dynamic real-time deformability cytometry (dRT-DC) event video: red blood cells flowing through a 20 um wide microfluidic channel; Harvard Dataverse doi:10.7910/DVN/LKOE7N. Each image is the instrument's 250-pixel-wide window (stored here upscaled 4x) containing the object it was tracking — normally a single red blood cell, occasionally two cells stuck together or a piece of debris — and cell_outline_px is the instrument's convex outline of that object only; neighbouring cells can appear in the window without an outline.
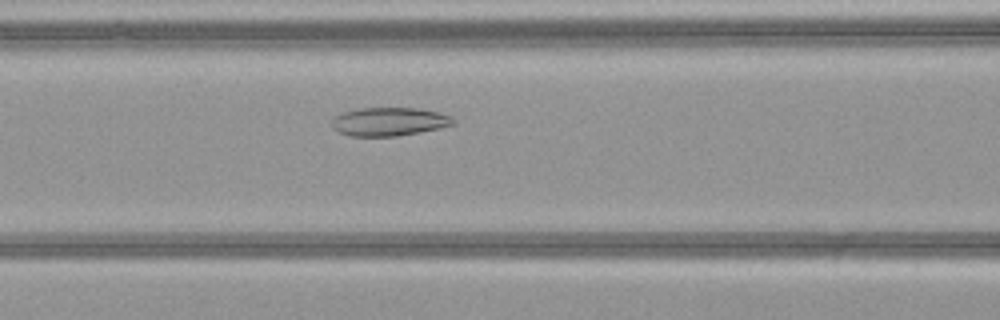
{"species": "common noctule bat (a hibernating species)", "species_latin": "Nyctalus noctula", "temperature_condition": "warm", "stored_images_in_passage": 45, "camera_frame_rate_fps": 3000, "um_per_image_px": 0.085, "animal": {"sex": "female", "body_mass_g": 21.9}, "frame": {"image": 1, "passage_image": 16, "time_ms": 5.0, "image_size_px": [1000, 320], "cell_outline_px": [[456, 124], [440, 128], [396, 136], [348, 136], [332, 128], [332, 120], [340, 112], [360, 108], [420, 108], [440, 112], [452, 116], [456, 120]], "centroid_in_image_um": [33.11, 10.33], "position_along_channel_um": 133.5, "area_um2": 20.35}}
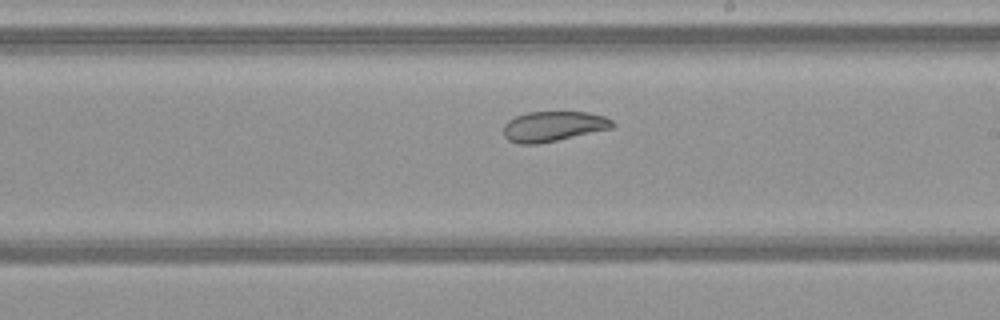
{"frame": {"image": 2, "passage_image": 24, "time_ms": 7.667, "image_size_px": [1000, 320], "cell_outline_px": [[616, 124], [612, 128], [556, 140], [536, 144], [520, 144], [508, 140], [504, 136], [504, 124], [508, 120], [516, 116], [528, 112], [588, 112], [604, 116], [612, 120]], "centroid_in_image_um": [47.02, 10.73], "position_along_channel_um": 242.0, "area_um2": 19.02}}
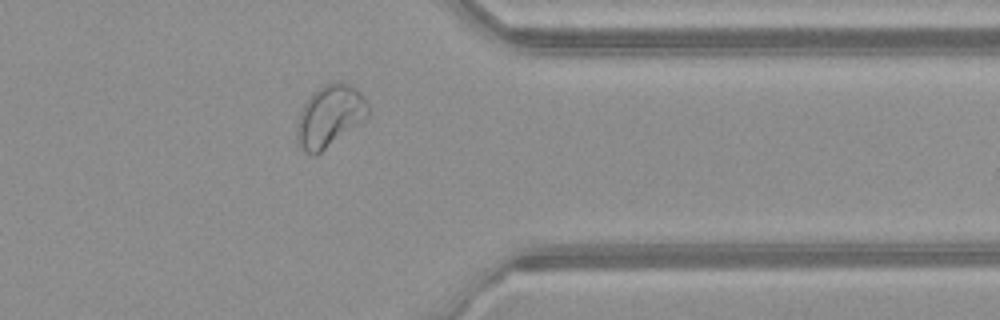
{"frame": {"image": 3, "passage_image": 35, "time_ms": 11.333, "image_size_px": [1000, 320], "cell_outline_px": [[372, 112], [368, 116], [316, 156], [312, 156], [304, 152], [296, 140], [296, 128], [300, 112], [304, 104], [312, 92], [324, 84], [332, 80], [336, 80], [348, 84], [356, 88], [364, 96]], "centroid_in_image_um": [28.02, 9.85], "position_along_channel_um": 383.4, "area_um2": 25.89}, "authors_computed_cell_mechanics": {"area_um2": 25.8944, "velocity_mm_per_s": 4.0737, "shape_relaxation_time_tau1_ms": null, "shape_relaxation_time_tau2_ms": 3.4057, "deformation_change_tau1": null, "deformation_change_tau2": 0.0813}}